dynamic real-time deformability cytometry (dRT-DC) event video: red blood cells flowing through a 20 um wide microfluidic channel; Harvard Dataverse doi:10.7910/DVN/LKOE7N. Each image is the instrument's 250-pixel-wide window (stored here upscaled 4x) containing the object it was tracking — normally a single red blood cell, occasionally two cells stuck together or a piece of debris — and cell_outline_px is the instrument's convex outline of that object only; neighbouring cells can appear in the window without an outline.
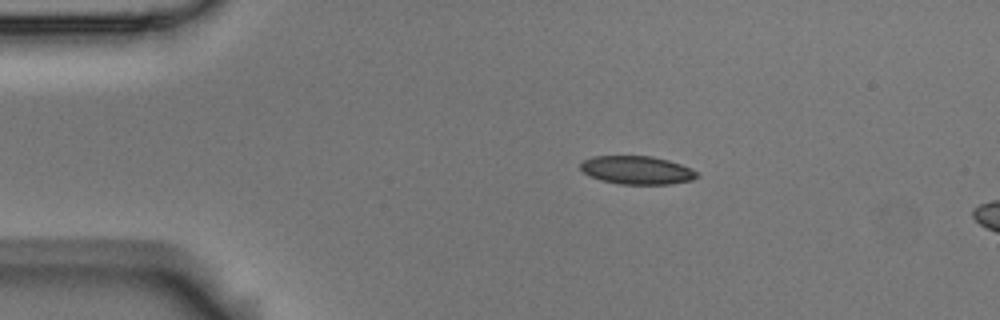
{"species": "Egyptian fruit bat (a non-hibernating species)", "species_latin": "Rousettus aegyptiacus", "temperature_condition": "room temperature", "stored_images_in_passage": 10, "camera_frame_rate_fps": 3000, "um_per_image_px": 0.085, "animal": {"sex": "male"}, "frame": {"image": 1, "passage_image": 3, "time_ms": 0.667, "image_size_px": [1000, 320], "cell_outline_px": [[700, 176], [692, 180], [672, 184], [620, 184], [600, 180], [584, 172], [580, 168], [580, 164], [584, 160], [592, 156], [652, 156], [668, 160], [692, 168]], "centroid_in_image_um": [54.16, 14.46], "position_along_channel_um": 30.8, "area_um2": 19.19}}
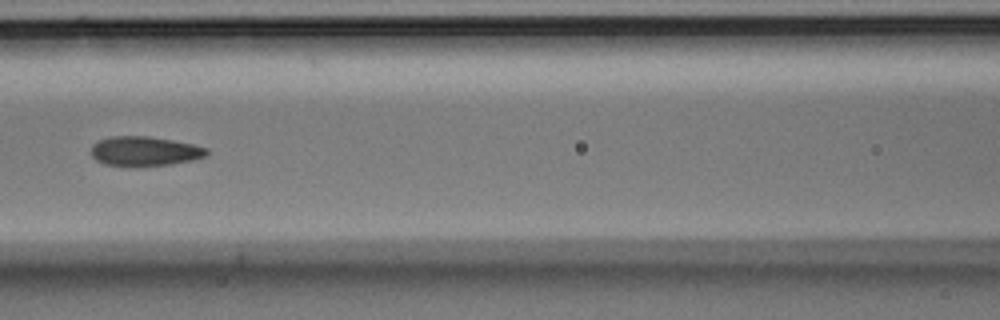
{"frame": {"image": 2, "passage_image": 7, "time_ms": 2.0, "image_size_px": [1000, 320], "cell_outline_px": [[208, 156], [196, 160], [172, 164], [136, 168], [104, 164], [96, 160], [92, 156], [92, 144], [100, 140], [112, 136], [148, 136], [172, 140], [192, 144], [208, 148]], "centroid_in_image_um": [12.32, 12.88], "position_along_channel_um": 154.3, "area_um2": 20.4}}
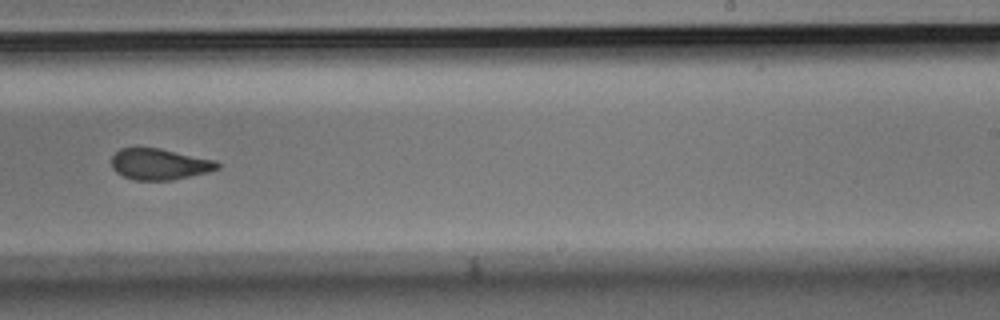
{"frame": {"image": 3, "passage_image": 10, "time_ms": 3.0, "image_size_px": [1000, 320], "cell_outline_px": [[220, 168], [172, 180], [136, 180], [124, 176], [116, 172], [112, 168], [112, 156], [120, 148], [160, 148], [216, 160], [220, 164]], "centroid_in_image_um": [13.54, 13.94], "position_along_channel_um": 275.5, "area_um2": 19.02}}